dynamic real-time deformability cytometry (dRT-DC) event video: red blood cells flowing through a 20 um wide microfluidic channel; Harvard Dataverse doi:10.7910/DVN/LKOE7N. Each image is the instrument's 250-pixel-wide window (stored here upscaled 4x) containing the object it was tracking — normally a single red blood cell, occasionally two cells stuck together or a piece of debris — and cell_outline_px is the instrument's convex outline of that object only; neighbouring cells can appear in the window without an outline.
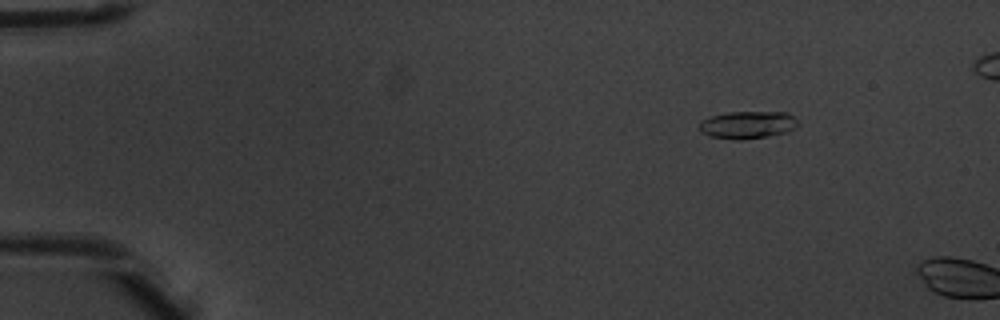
{"species": "common noctule bat (a hibernating species)", "species_latin": "Nyctalus noctula", "temperature_condition": "warm", "stored_images_in_passage": 3, "camera_frame_rate_fps": 3000, "um_per_image_px": 0.085, "animal": {"sex": "male", "body_mass_g": 20.1, "forearm_length_mm": 53.5}, "frame": {"image": 1, "passage_image": 2, "time_ms": 0.333, "image_size_px": [1000, 320], "cell_outline_px": [[800, 124], [796, 128], [788, 132], [768, 136], [744, 140], [732, 140], [708, 136], [700, 132], [700, 120], [712, 116], [728, 112], [788, 112]], "centroid_in_image_um": [63.55, 10.62], "position_along_channel_um": 21.5, "area_um2": 16.07}}